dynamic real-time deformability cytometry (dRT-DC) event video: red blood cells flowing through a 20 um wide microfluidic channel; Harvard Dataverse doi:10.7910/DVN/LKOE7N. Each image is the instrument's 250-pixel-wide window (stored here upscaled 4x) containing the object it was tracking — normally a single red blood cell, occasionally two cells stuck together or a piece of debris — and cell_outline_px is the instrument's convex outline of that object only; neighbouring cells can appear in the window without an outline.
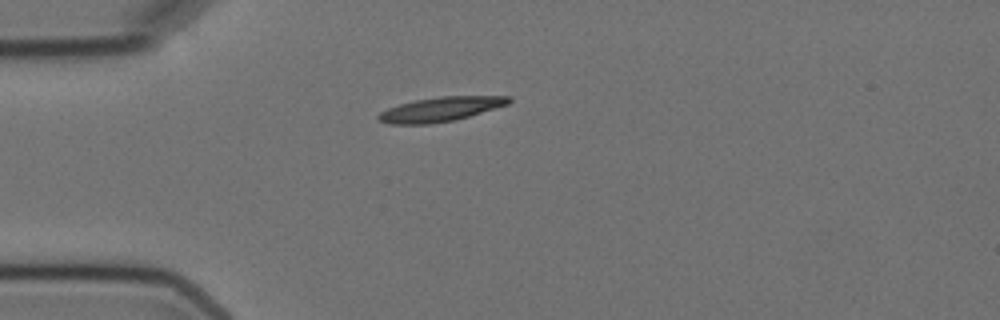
{"species": "Egyptian fruit bat (a non-hibernating species)", "species_latin": "Rousettus aegyptiacus", "temperature_condition": "cold", "stored_images_in_passage": 1, "camera_frame_rate_fps": 3000, "um_per_image_px": 0.085, "animal": {"sex": "female"}, "frame": {"image": 1, "passage_image": 1, "time_ms": 0.0, "image_size_px": [1000, 320], "cell_outline_px": [[512, 100], [508, 104], [456, 120], [428, 124], [392, 124], [380, 120], [376, 116], [380, 112], [388, 108], [400, 104], [416, 100], [440, 96], [512, 96]], "centroid_in_image_um": [37.47, 9.28], "position_along_channel_um": 47.5, "area_um2": 18.38}}